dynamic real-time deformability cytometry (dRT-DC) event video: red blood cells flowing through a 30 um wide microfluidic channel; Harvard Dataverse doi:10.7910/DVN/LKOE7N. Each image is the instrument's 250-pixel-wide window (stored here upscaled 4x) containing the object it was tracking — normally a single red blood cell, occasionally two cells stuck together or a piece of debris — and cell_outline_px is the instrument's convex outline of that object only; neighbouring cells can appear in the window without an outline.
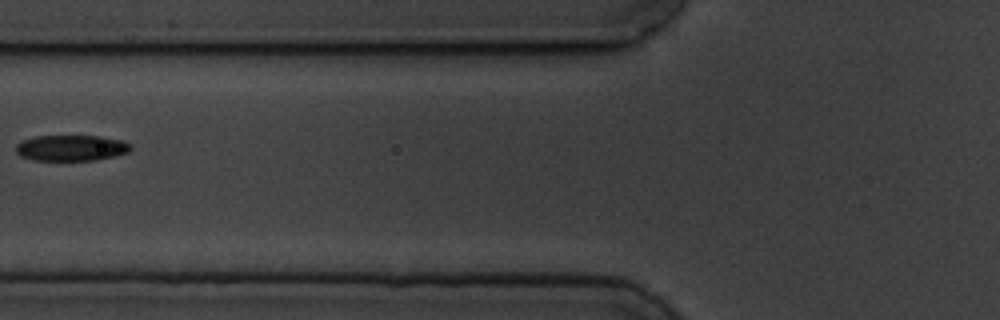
{"species": "common noctule bat (a hibernating species)", "species_latin": "Nyctalus noctula", "temperature_condition": "cold", "stored_images_in_passage": 9, "camera_frame_rate_fps": 3000, "um_per_image_px": 0.085, "animal": {"sex": "male", "body_mass_g": 19.5, "forearm_length_mm": 54.6}, "frame": {"image": 1, "passage_image": 7, "time_ms": 7.333, "image_size_px": [1000, 320], "cell_outline_px": [[132, 148], [128, 152], [96, 160], [32, 160], [20, 156], [16, 152], [16, 144], [24, 140], [36, 136], [100, 136], [124, 140], [132, 144]], "centroid_in_image_um": [6.07, 12.57], "position_along_channel_um": 119.7, "area_um2": 17.34}}
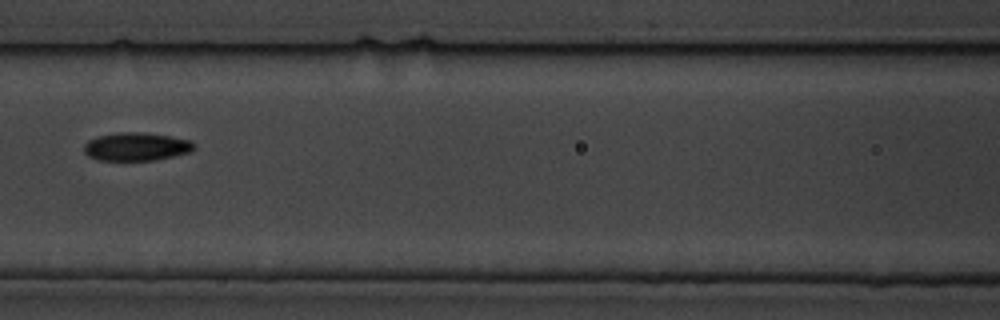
{"frame": {"image": 2, "passage_image": 8, "time_ms": 8.333, "image_size_px": [1000, 320], "cell_outline_px": [[196, 148], [192, 152], [152, 160], [96, 160], [88, 156], [84, 152], [84, 144], [88, 140], [96, 136], [116, 132], [140, 132], [168, 136], [192, 140], [196, 144]], "centroid_in_image_um": [11.58, 12.46], "position_along_channel_um": 155.0, "area_um2": 18.26}}
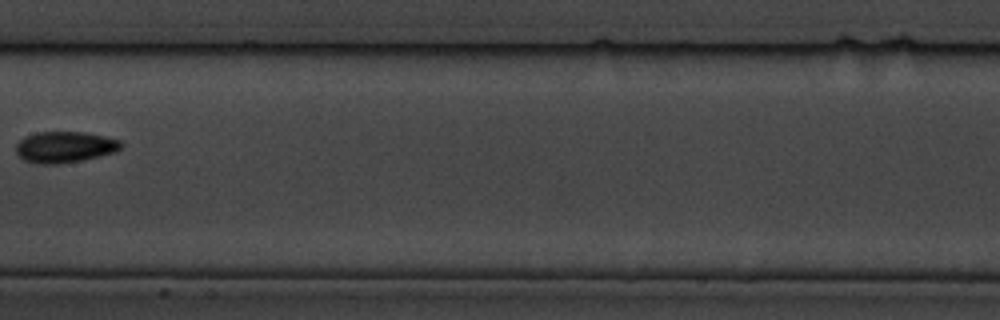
{"frame": {"image": 3, "passage_image": 9, "time_ms": 9.667, "image_size_px": [1000, 320], "cell_outline_px": [[124, 144], [116, 152], [80, 160], [56, 164], [36, 164], [24, 160], [16, 152], [16, 144], [24, 136], [36, 132], [84, 132], [104, 136], [120, 140]], "centroid_in_image_um": [5.49, 12.49], "position_along_channel_um": 201.9, "area_um2": 19.07}}